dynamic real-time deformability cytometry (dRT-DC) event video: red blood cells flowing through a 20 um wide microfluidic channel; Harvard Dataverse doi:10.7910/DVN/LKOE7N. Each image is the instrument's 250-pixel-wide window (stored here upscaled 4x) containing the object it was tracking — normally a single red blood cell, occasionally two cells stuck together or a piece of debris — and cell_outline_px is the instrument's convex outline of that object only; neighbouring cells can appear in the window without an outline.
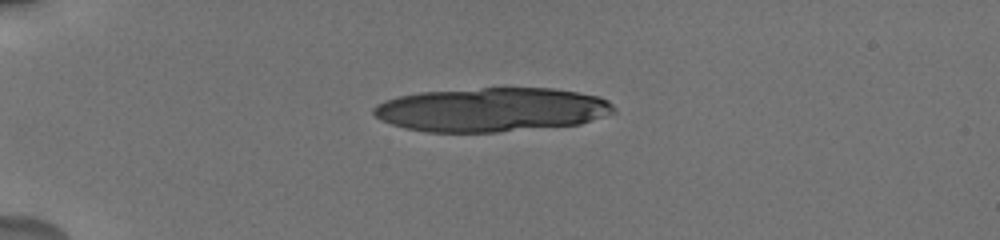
{"species": "human", "species_latin": "Homo sapiens", "temperature_condition": "cold", "stored_images_in_passage": 4, "camera_frame_rate_fps": 3000, "um_per_image_px": 0.085, "donor": {"sex": "male"}, "frame": {"image": 1, "passage_image": 1, "time_ms": 0.0, "image_size_px": [1000, 240], "cell_outline_px": [[616, 112], [580, 124], [496, 132], [424, 132], [404, 128], [380, 120], [372, 112], [372, 108], [376, 104], [400, 96], [420, 92], [484, 88], [552, 88], [600, 96], [608, 100], [616, 108]], "centroid_in_image_um": [41.8, 9.32], "position_along_channel_um": 43.2, "area_um2": 61.61}}